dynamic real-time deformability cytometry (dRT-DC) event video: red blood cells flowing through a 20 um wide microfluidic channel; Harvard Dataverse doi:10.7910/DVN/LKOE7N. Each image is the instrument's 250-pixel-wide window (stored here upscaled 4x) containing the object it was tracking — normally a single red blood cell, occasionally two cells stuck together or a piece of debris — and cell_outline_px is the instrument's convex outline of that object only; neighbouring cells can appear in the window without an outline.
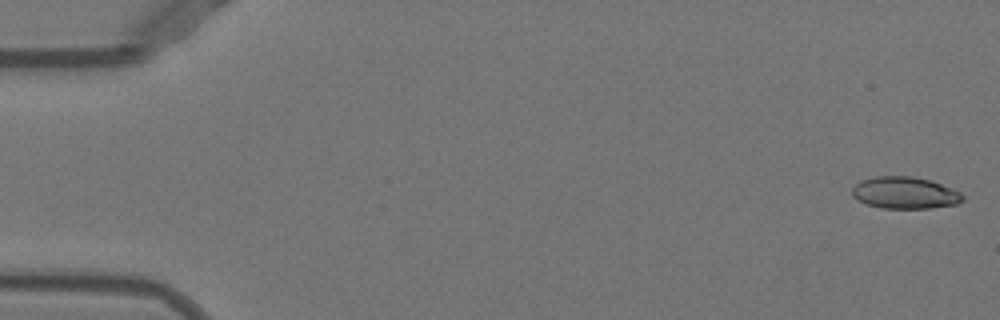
{"species": "Egyptian fruit bat (a non-hibernating species)", "species_latin": "Rousettus aegyptiacus", "temperature_condition": "warm", "stored_images_in_passage": 51, "camera_frame_rate_fps": 3000, "um_per_image_px": 0.085, "animal": {"sex": "female"}, "frame": {"image": 1, "passage_image": 1, "time_ms": 0.0, "image_size_px": [1000, 320], "cell_outline_px": [[964, 200], [956, 204], [928, 208], [880, 208], [856, 200], [852, 196], [852, 188], [860, 180], [872, 176], [912, 176], [932, 180], [960, 192], [964, 196]], "centroid_in_image_um": [76.89, 16.38], "position_along_channel_um": 8.1, "area_um2": 20.69}}
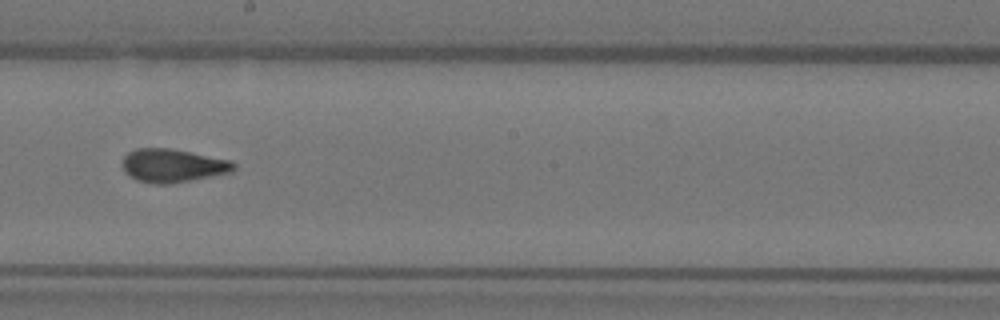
{"frame": {"image": 2, "passage_image": 29, "time_ms": 9.333, "image_size_px": [1000, 320], "cell_outline_px": [[236, 168], [232, 172], [168, 184], [156, 184], [136, 180], [124, 172], [120, 164], [124, 156], [128, 152], [136, 148], [168, 148], [232, 160], [236, 164]], "centroid_in_image_um": [14.65, 14.07], "position_along_channel_um": 233.5, "area_um2": 21.73}}
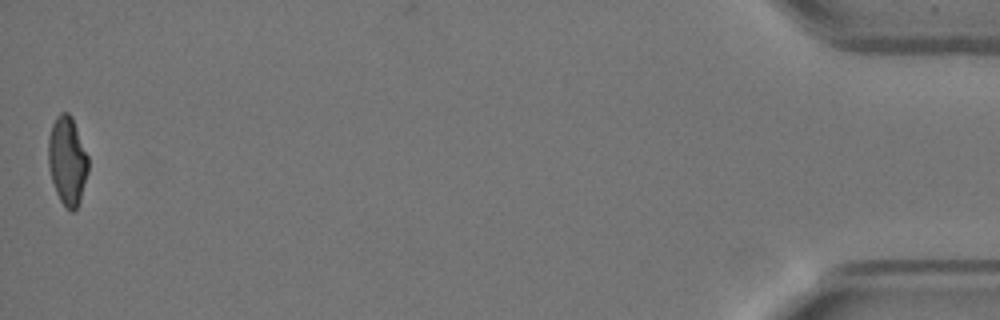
{"frame": {"image": 3, "passage_image": 51, "time_ms": 16.667, "image_size_px": [1000, 320], "cell_outline_px": [[88, 172], [80, 200], [76, 208], [72, 212], [64, 208], [56, 192], [52, 180], [48, 164], [48, 136], [52, 124], [56, 116], [60, 112], [68, 112], [72, 116], [88, 156]], "centroid_in_image_um": [5.71, 13.65], "position_along_channel_um": 429.5, "area_um2": 20.75}, "authors_computed_cell_mechanics": {"area_um2": 21.1548, "velocity_mm_per_s": 3.953, "shape_relaxation_time_tau1_ms": 11.2534, "shape_relaxation_time_tau2_ms": 1.5974, "deformation_change_tau1": 0.2863, "deformation_change_tau2": 0.0901}}